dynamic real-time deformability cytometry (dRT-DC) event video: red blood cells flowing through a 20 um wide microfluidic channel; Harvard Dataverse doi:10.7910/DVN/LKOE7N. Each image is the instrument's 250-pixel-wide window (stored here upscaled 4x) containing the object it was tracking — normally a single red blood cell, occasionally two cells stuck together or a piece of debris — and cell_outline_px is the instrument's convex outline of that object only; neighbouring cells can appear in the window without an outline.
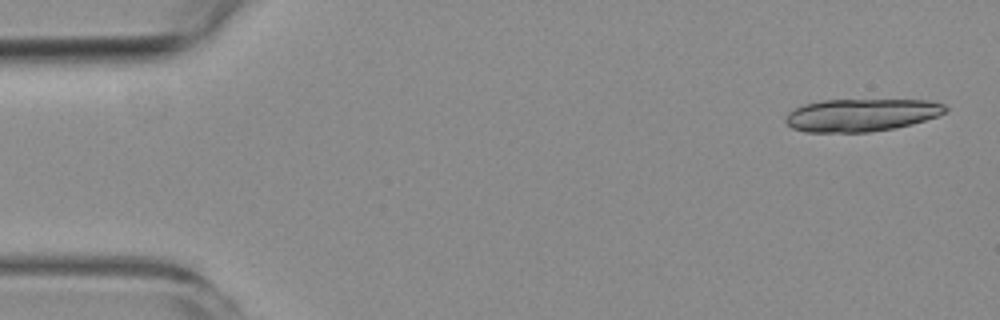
{"species": "common noctule bat (a hibernating species)", "species_latin": "Nyctalus noctula", "temperature_condition": "room temperature", "stored_images_in_passage": 5, "camera_frame_rate_fps": 3000, "um_per_image_px": 0.085, "animal": {"sex": "female", "body_mass_g": 19.3, "forearm_length_mm": 54.1}, "frame": {"image": 1, "passage_image": 1, "time_ms": 0.0, "image_size_px": [1000, 320], "cell_outline_px": [[948, 112], [912, 124], [896, 128], [868, 132], [804, 132], [792, 128], [784, 120], [784, 116], [788, 112], [804, 104], [820, 100], [928, 100], [944, 104], [948, 108]], "centroid_in_image_um": [73.2, 9.77], "position_along_channel_um": 11.8, "area_um2": 30.58}}
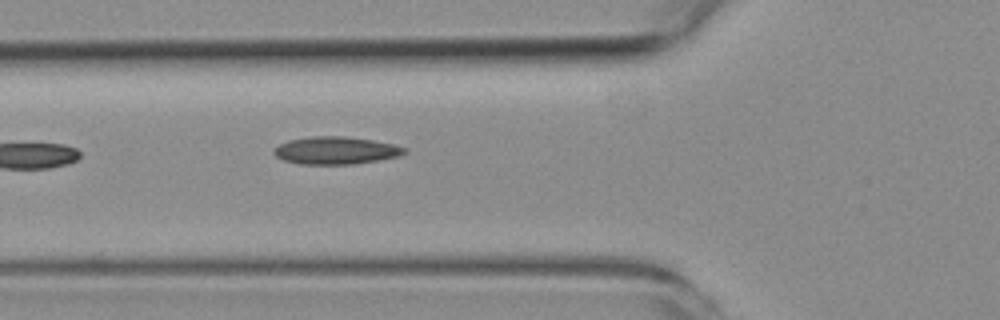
{"frame": {"image": 2, "passage_image": 5, "time_ms": 5.667, "image_size_px": [1000, 320], "cell_outline_px": [[408, 152], [400, 156], [380, 160], [352, 164], [300, 164], [284, 160], [276, 156], [272, 152], [280, 144], [288, 140], [312, 136], [344, 136], [372, 140], [392, 144], [404, 148]], "centroid_in_image_um": [28.55, 12.79], "position_along_channel_um": 97.3, "area_um2": 20.87}}